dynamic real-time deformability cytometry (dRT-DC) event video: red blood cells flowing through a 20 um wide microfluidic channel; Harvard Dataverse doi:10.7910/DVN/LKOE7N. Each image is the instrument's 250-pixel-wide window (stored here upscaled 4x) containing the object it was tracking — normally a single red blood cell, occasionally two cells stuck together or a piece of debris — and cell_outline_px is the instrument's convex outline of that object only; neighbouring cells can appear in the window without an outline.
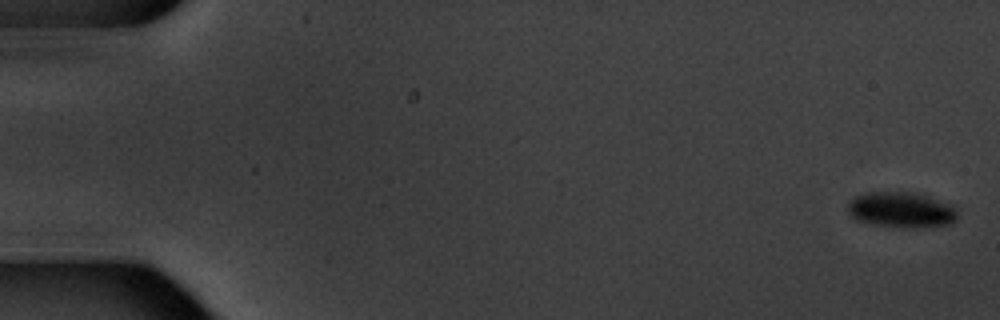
{"species": "common noctule bat (a hibernating species)", "species_latin": "Nyctalus noctula", "temperature_condition": "warm", "stored_images_in_passage": 5, "segment_of_instrument_passage": [2, 2], "camera_frame_rate_fps": 3000, "um_per_image_px": 0.085, "animal": {"sex": "male", "body_mass_g": 20.1, "forearm_length_mm": 53.5}, "frame": {"image": 1, "passage_image": 5, "time_ms": 5.0, "image_size_px": [1000, 320], "cell_outline_px": [[956, 220], [952, 224], [912, 228], [900, 228], [872, 224], [856, 220], [848, 212], [848, 200], [864, 192], [912, 192], [948, 204], [956, 212]], "centroid_in_image_um": [76.53, 17.85], "position_along_channel_um": 8.5, "area_um2": 22.6}}